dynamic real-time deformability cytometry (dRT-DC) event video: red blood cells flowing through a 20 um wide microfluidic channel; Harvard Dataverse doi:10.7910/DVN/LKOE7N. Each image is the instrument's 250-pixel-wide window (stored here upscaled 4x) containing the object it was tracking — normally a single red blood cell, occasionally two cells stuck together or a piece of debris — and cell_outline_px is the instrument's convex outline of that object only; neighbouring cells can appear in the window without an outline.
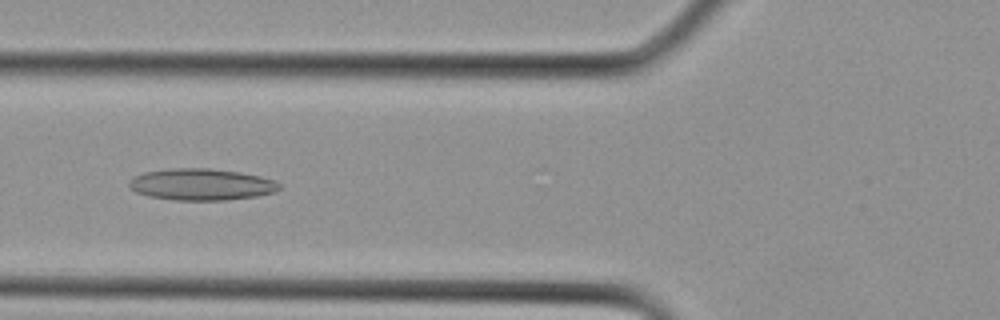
{"species": "Egyptian fruit bat (a non-hibernating species)", "species_latin": "Rousettus aegyptiacus", "temperature_condition": "cold", "stored_images_in_passage": 10, "camera_frame_rate_fps": 3000, "um_per_image_px": 0.085, "animal": {"sex": "female"}, "frame": {"image": 1, "passage_image": 5, "time_ms": 1.333, "image_size_px": [1000, 320], "cell_outline_px": [[280, 188], [276, 192], [256, 196], [228, 200], [172, 200], [148, 196], [136, 192], [128, 184], [136, 176], [144, 172], [172, 168], [212, 168], [240, 172], [260, 176], [276, 180], [280, 184]], "centroid_in_image_um": [17.17, 15.68], "position_along_channel_um": 108.6, "area_um2": 27.74}}
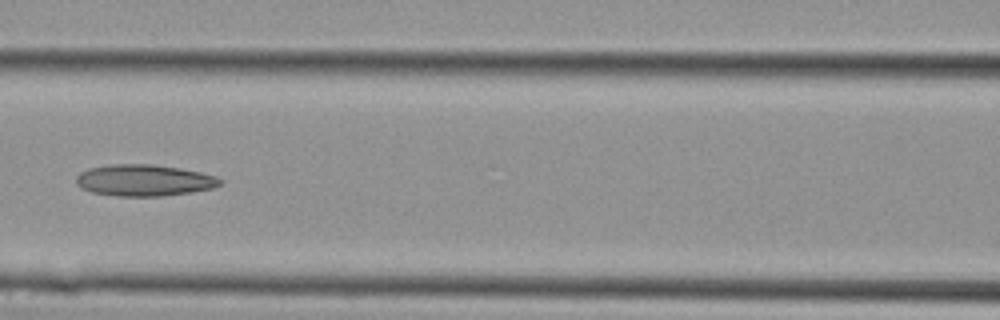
{"frame": {"image": 2, "passage_image": 7, "time_ms": 2.0, "image_size_px": [1000, 320], "cell_outline_px": [[224, 180], [220, 184], [212, 188], [192, 192], [160, 196], [116, 196], [92, 192], [80, 188], [76, 184], [76, 176], [80, 172], [88, 168], [112, 164], [152, 164], [180, 168], [200, 172], [216, 176]], "centroid_in_image_um": [12.23, 15.32], "position_along_channel_um": 154.4, "area_um2": 26.53}}
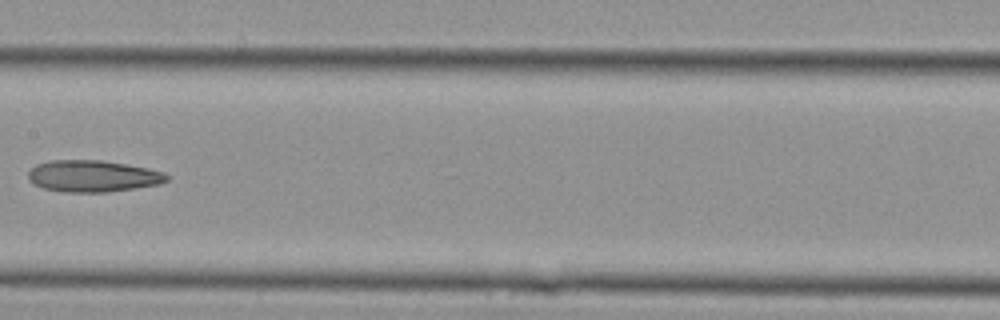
{"frame": {"image": 3, "passage_image": 9, "time_ms": 2.667, "image_size_px": [1000, 320], "cell_outline_px": [[168, 180], [160, 184], [136, 188], [104, 192], [64, 192], [44, 188], [28, 180], [28, 172], [36, 164], [48, 160], [100, 160], [148, 168], [164, 172], [168, 176]], "centroid_in_image_um": [7.88, 14.96], "position_along_channel_um": 199.5, "area_um2": 25.49}}